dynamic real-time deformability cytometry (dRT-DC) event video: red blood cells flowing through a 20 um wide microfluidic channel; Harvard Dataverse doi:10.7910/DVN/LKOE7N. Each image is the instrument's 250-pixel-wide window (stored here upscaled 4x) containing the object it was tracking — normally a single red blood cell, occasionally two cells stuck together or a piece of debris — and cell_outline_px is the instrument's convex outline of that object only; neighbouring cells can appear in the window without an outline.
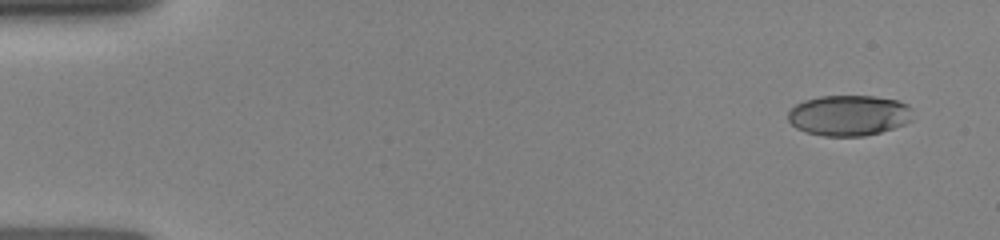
{"species": "human", "species_latin": "Homo sapiens", "temperature_condition": "room temperature", "stored_images_in_passage": 7, "camera_frame_rate_fps": 3000, "um_per_image_px": 0.085, "donor": {"sex": "female"}, "frame": {"image": 1, "passage_image": 1, "time_ms": 0.0, "image_size_px": [1000, 240], "cell_outline_px": [[912, 120], [904, 124], [880, 132], [864, 136], [824, 136], [804, 132], [796, 128], [788, 120], [788, 112], [796, 104], [804, 100], [820, 96], [876, 96], [896, 100], [908, 104], [912, 108]], "centroid_in_image_um": [72.16, 9.81], "position_along_channel_um": 12.8, "area_um2": 29.71}}
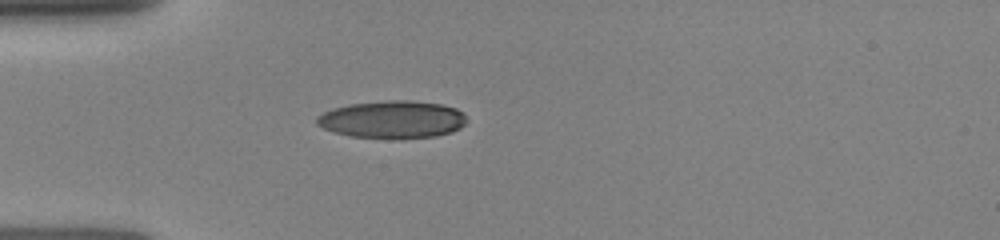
{"frame": {"image": 2, "passage_image": 5, "time_ms": 3.667, "image_size_px": [1000, 240], "cell_outline_px": [[468, 120], [460, 128], [452, 132], [436, 136], [352, 136], [336, 132], [324, 128], [316, 124], [316, 116], [332, 108], [348, 104], [388, 100], [408, 100], [440, 104], [456, 108], [464, 112]], "centroid_in_image_um": [33.37, 10.11], "position_along_channel_um": 51.6, "area_um2": 32.08}}
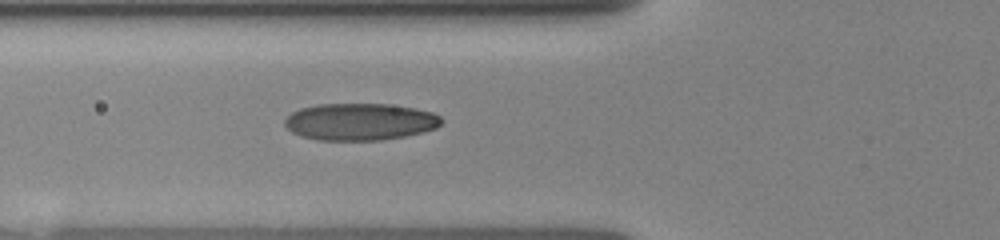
{"frame": {"image": 3, "passage_image": 7, "time_ms": 5.0, "image_size_px": [1000, 240], "cell_outline_px": [[444, 120], [436, 128], [404, 136], [380, 140], [316, 140], [300, 136], [292, 132], [284, 124], [284, 120], [292, 112], [300, 108], [320, 104], [388, 104], [416, 108], [432, 112], [440, 116]], "centroid_in_image_um": [30.59, 10.34], "position_along_channel_um": 95.2, "area_um2": 33.81}}